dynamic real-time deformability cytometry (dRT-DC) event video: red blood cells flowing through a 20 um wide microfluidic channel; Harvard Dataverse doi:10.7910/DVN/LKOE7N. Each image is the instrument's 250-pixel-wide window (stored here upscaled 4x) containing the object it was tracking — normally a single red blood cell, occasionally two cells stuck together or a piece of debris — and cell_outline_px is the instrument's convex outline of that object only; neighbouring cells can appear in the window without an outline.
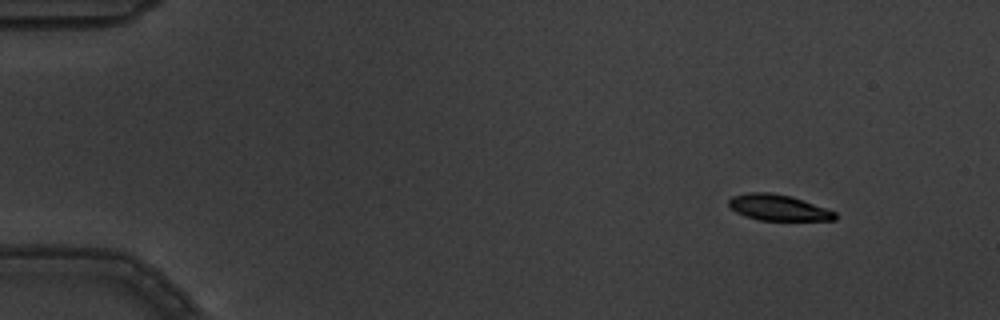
{"species": "common noctule bat (a hibernating species)", "species_latin": "Nyctalus noctula", "temperature_condition": "warm", "stored_images_in_passage": 3, "camera_frame_rate_fps": 3000, "um_per_image_px": 0.085, "animal": {"sex": "male", "body_mass_g": 19.5, "forearm_length_mm": 54.6}, "frame": {"image": 1, "passage_image": 1, "time_ms": 0.0, "image_size_px": [1000, 320], "cell_outline_px": [[836, 220], [760, 220], [744, 216], [736, 212], [728, 204], [728, 200], [732, 196], [748, 192], [772, 192], [792, 196], [836, 212]], "centroid_in_image_um": [66.13, 17.63], "position_along_channel_um": 18.9, "area_um2": 16.07}}